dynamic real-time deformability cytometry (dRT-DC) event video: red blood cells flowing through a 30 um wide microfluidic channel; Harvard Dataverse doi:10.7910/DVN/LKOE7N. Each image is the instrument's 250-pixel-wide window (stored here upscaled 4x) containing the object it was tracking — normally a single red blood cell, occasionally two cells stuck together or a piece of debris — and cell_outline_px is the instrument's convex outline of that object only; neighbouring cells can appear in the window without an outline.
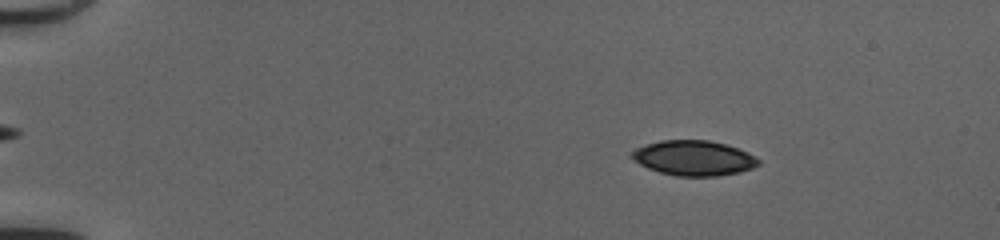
{"species": "common noctule bat (a hibernating species)", "species_latin": "Nyctalus noctula", "temperature_condition": "cold", "stored_images_in_passage": 51, "camera_frame_rate_fps": 3000, "um_per_image_px": 0.085, "animal": {"sex": "female", "body_mass_g": 20.0, "forearm_length_mm": 54.0}, "frame": {"image": 1, "passage_image": 9, "time_ms": 2.667, "image_size_px": [1000, 240], "cell_outline_px": [[760, 164], [752, 168], [740, 172], [716, 176], [676, 176], [660, 172], [648, 168], [640, 164], [628, 156], [636, 148], [660, 140], [708, 140], [724, 144], [748, 152], [756, 156], [760, 160]], "centroid_in_image_um": [58.97, 13.43], "position_along_channel_um": 26.0, "area_um2": 25.84}}
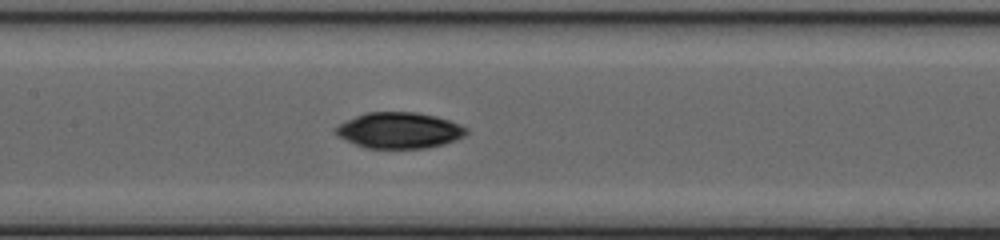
{"frame": {"image": 2, "passage_image": 27, "time_ms": 8.667, "image_size_px": [1000, 240], "cell_outline_px": [[468, 132], [464, 136], [456, 140], [444, 144], [424, 148], [364, 148], [336, 136], [336, 128], [340, 124], [364, 112], [416, 112], [436, 116], [460, 124], [468, 128]], "centroid_in_image_um": [33.96, 11.08], "position_along_channel_um": 173.4, "area_um2": 27.4}}
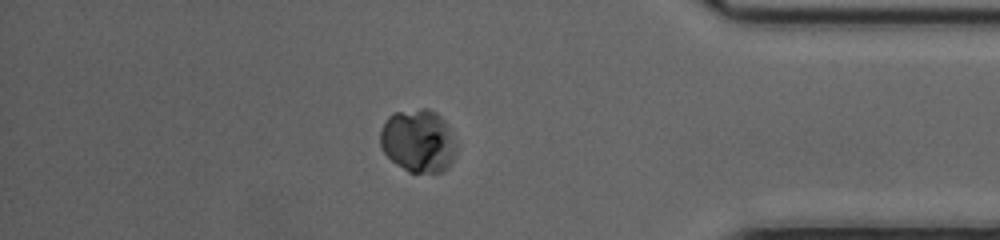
{"frame": {"image": 3, "passage_image": 45, "time_ms": 14.667, "image_size_px": [1000, 240], "cell_outline_px": [[456, 144], [452, 164], [444, 172], [408, 172], [396, 164], [380, 148], [380, 132], [384, 120], [388, 116], [396, 112], [420, 108], [428, 108], [436, 112], [444, 120]], "centroid_in_image_um": [35.53, 11.97], "position_along_channel_um": 399.7, "area_um2": 28.03}, "authors_computed_cell_mechanics": {"area_um2": 27.2238, "velocity_mm_per_s": 4.1543, "shape_relaxation_time_tau1_ms": 0.7309, "shape_relaxation_time_tau2_ms": 5.0552, "deformation_change_tau1": 0.0477, "deformation_change_tau2": 0.0323}}